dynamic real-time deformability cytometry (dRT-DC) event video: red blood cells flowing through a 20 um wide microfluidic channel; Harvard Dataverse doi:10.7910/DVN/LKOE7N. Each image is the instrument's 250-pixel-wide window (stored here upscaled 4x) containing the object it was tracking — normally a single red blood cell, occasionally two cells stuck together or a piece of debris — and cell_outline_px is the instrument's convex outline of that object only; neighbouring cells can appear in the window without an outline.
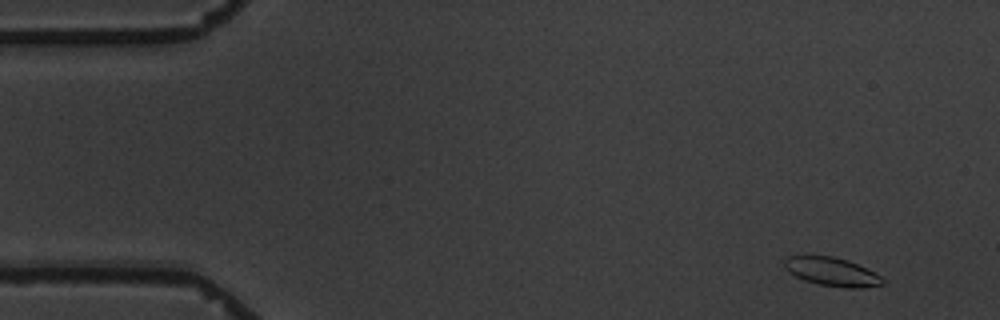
{"species": "common noctule bat (a hibernating species)", "species_latin": "Nyctalus noctula", "temperature_condition": "warm", "stored_images_in_passage": 5, "camera_frame_rate_fps": 3000, "um_per_image_px": 0.085, "animal": {"sex": "male", "body_mass_g": 19.5, "forearm_length_mm": 54.6}, "frame": {"image": 1, "passage_image": 1, "time_ms": 0.0, "image_size_px": [1000, 320], "cell_outline_px": [[884, 284], [860, 288], [844, 288], [820, 284], [804, 280], [788, 272], [784, 268], [784, 260], [788, 256], [832, 256], [848, 260], [868, 268], [880, 276], [884, 280]], "centroid_in_image_um": [70.72, 23.1], "position_along_channel_um": 14.3, "area_um2": 16.36}}